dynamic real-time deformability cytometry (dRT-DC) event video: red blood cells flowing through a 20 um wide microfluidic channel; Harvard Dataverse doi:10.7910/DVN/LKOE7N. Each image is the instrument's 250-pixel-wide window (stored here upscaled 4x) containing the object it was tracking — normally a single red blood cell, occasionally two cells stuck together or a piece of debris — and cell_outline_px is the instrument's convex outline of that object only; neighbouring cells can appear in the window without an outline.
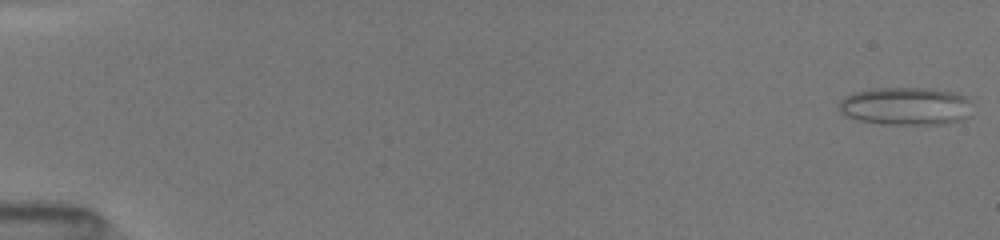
{"species": "common noctule bat (a hibernating species)", "species_latin": "Nyctalus noctula", "temperature_condition": "room temperature", "stored_images_in_passage": 9, "camera_frame_rate_fps": 3000, "um_per_image_px": 0.085, "animal": {"sex": "female", "body_mass_g": 19.5, "forearm_length_mm": 54.1}, "frame": {"image": 1, "passage_image": 1, "time_ms": 0.0, "image_size_px": [1000, 240], "cell_outline_px": [[972, 116], [948, 124], [888, 124], [860, 120], [848, 116], [840, 108], [840, 100], [844, 96], [852, 92], [872, 88], [928, 88], [956, 92], [964, 96], [968, 100]], "centroid_in_image_um": [77.03, 9.01], "position_along_channel_um": 8.0, "area_um2": 29.48}}